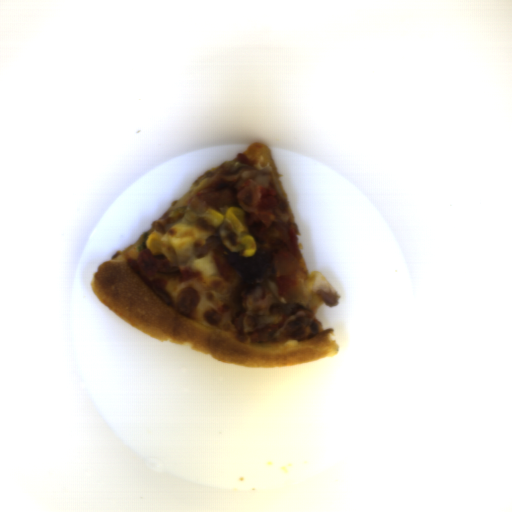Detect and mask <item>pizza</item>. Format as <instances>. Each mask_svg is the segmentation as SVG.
I'll list each match as a JSON object with an SVG mask.
<instances>
[{"instance_id":"obj_1","label":"pizza","mask_w":512,"mask_h":512,"mask_svg":"<svg viewBox=\"0 0 512 512\" xmlns=\"http://www.w3.org/2000/svg\"><path fill=\"white\" fill-rule=\"evenodd\" d=\"M249 165L272 174L282 189L301 255L296 284L281 294L273 267L263 280L282 300L309 310L314 315L323 306L319 292L339 299V293L320 272H309L303 258L300 228L290 208L270 149L252 143L227 160ZM226 162V161H225ZM230 167L224 162L196 179L191 187L157 220L149 233L164 236L172 226L192 227L198 239L182 250L177 259L156 276L138 271L136 263L140 237L110 260L98 265L91 281L93 293L101 303L134 329L161 342L189 346L223 364L252 368L289 367L328 357L340 348L332 339L334 329H324L317 321L316 334L307 340H285L254 344L239 339L232 315L233 293L245 280L228 264L229 254L243 251L235 229L227 221L215 226L206 220L209 209L200 195ZM189 210L169 217L178 207Z\"/></svg>"}]
</instances>
